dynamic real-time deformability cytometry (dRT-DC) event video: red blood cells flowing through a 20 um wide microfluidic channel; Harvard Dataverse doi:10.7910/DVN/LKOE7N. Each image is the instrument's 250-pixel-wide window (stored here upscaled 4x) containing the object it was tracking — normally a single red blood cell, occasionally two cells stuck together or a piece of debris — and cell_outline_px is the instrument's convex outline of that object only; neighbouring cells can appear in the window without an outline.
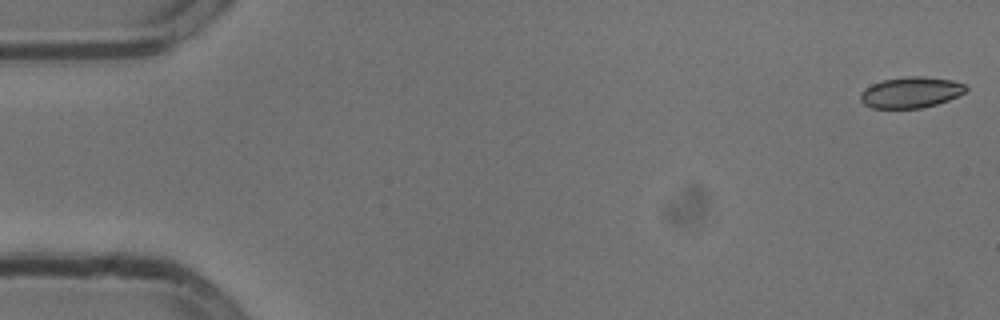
{"species": "common noctule bat (a hibernating species)", "species_latin": "Nyctalus noctula", "temperature_condition": "cold", "stored_images_in_passage": 54, "camera_frame_rate_fps": 3000, "um_per_image_px": 0.085, "animal": {"sex": "male", "body_mass_g": 13.3}, "frame": {"image": 1, "passage_image": 1, "time_ms": 0.0, "image_size_px": [1000, 320], "cell_outline_px": [[968, 88], [964, 92], [948, 100], [936, 104], [920, 108], [872, 108], [864, 104], [860, 100], [860, 92], [864, 88], [872, 84], [884, 80], [904, 76], [924, 76], [952, 80], [964, 84]], "centroid_in_image_um": [77.39, 7.84], "position_along_channel_um": 7.6, "area_um2": 19.02}}
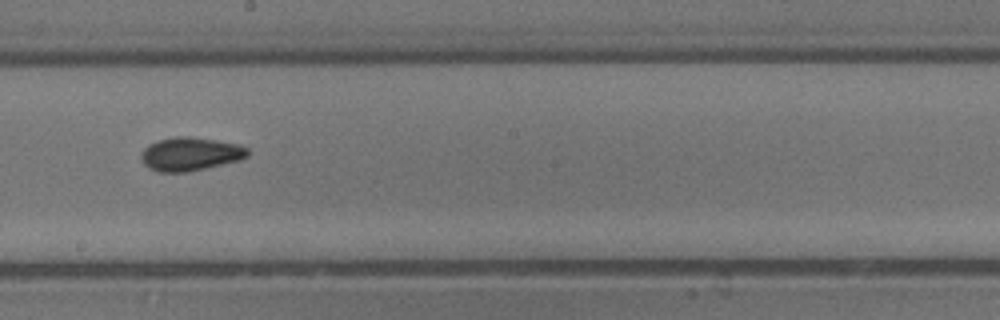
{"frame": {"image": 2, "passage_image": 30, "time_ms": 9.667, "image_size_px": [1000, 320], "cell_outline_px": [[248, 156], [240, 160], [188, 172], [160, 172], [148, 168], [144, 164], [140, 156], [144, 148], [148, 144], [156, 140], [176, 136], [188, 136], [216, 140], [240, 144], [248, 148]], "centroid_in_image_um": [16.16, 13.08], "position_along_channel_um": 232.0, "area_um2": 20.92}}
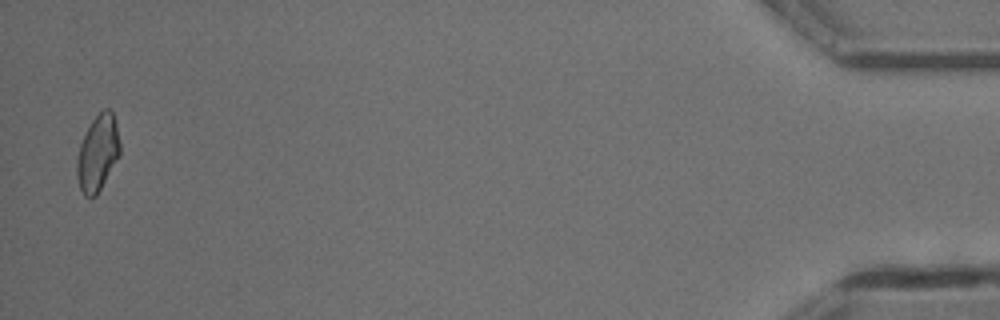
{"frame": {"image": 3, "passage_image": 53, "time_ms": 17.333, "image_size_px": [1000, 320], "cell_outline_px": [[120, 156], [96, 196], [84, 196], [80, 188], [76, 176], [76, 160], [80, 144], [92, 120], [104, 108], [108, 108], [112, 112], [116, 124], [120, 144]], "centroid_in_image_um": [8.31, 13.02], "position_along_channel_um": 426.9, "area_um2": 19.02}, "authors_computed_cell_mechanics": {"area_um2": 19.5075, "velocity_mm_per_s": 3.7965, "shape_relaxation_time_tau1_ms": 9.959, "shape_relaxation_time_tau2_ms": 2.2206, "deformation_change_tau1": 0.1467, "deformation_change_tau2": 0.0651}}